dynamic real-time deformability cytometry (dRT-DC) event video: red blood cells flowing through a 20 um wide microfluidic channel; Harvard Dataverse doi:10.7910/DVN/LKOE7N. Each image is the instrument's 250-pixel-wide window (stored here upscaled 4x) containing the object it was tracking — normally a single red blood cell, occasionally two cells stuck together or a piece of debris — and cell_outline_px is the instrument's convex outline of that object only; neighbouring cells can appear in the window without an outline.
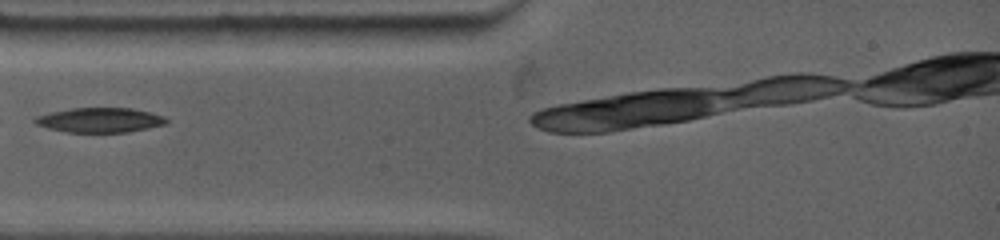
{"species": "common noctule bat (a hibernating species)", "species_latin": "Nyctalus noctula", "temperature_condition": "warm", "stored_images_in_passage": 5, "camera_frame_rate_fps": 4500, "um_per_image_px": 0.085, "animal": {"sex": "female", "body_mass_g": 19.0, "forearm_length_mm": 53.3}, "frame": {"image": 1, "passage_image": 2, "time_ms": 0.667, "image_size_px": [1000, 240], "cell_outline_px": [[168, 120], [164, 124], [128, 132], [68, 132], [48, 128], [36, 124], [32, 120], [36, 116], [52, 112], [72, 108], [132, 108], [164, 116]], "centroid_in_image_um": [8.46, 10.2], "position_along_channel_um": 76.5, "area_um2": 18.67}}